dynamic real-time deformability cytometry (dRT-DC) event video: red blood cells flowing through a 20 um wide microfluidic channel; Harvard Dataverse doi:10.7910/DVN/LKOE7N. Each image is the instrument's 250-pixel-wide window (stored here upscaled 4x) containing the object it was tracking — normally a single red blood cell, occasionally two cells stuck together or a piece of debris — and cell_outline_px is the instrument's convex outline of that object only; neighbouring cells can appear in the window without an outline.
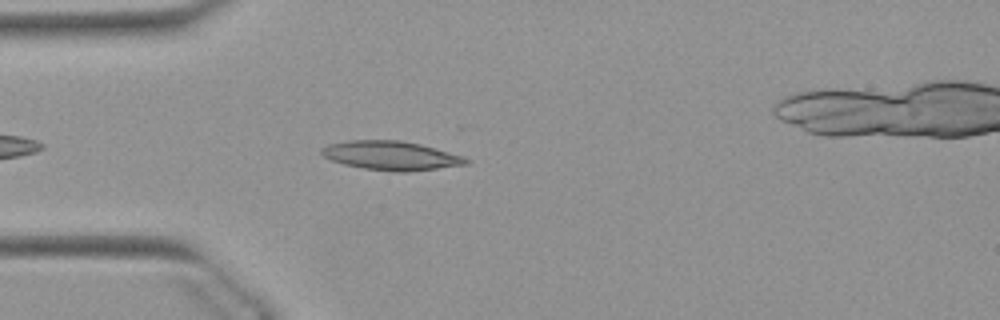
{"species": "Egyptian fruit bat (a non-hibernating species)", "species_latin": "Rousettus aegyptiacus", "temperature_condition": "warm", "stored_images_in_passage": 28, "camera_frame_rate_fps": 3000, "um_per_image_px": 0.085, "animal": {"sex": "female"}, "frame": {"image": 1, "passage_image": 5, "time_ms": 1.333, "image_size_px": [1000, 320], "cell_outline_px": [[472, 160], [468, 164], [408, 172], [396, 172], [364, 168], [344, 164], [332, 160], [324, 156], [320, 152], [320, 148], [328, 144], [348, 140], [400, 140], [420, 144], [464, 156]], "centroid_in_image_um": [33.25, 13.22], "position_along_channel_um": 51.7, "area_um2": 24.45}}
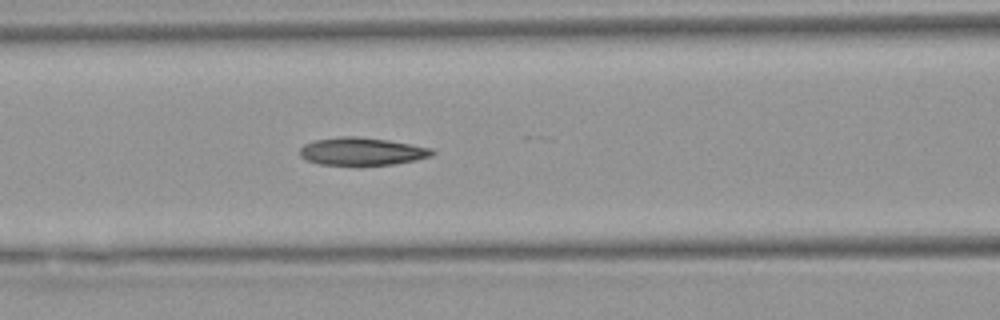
{"frame": {"image": 2, "passage_image": 12, "time_ms": 3.667, "image_size_px": [1000, 320], "cell_outline_px": [[436, 152], [432, 156], [416, 160], [392, 164], [320, 164], [304, 160], [300, 156], [300, 148], [304, 144], [312, 140], [340, 136], [356, 136], [388, 140], [432, 148]], "centroid_in_image_um": [30.74, 12.85], "position_along_channel_um": 135.9, "area_um2": 21.33}}
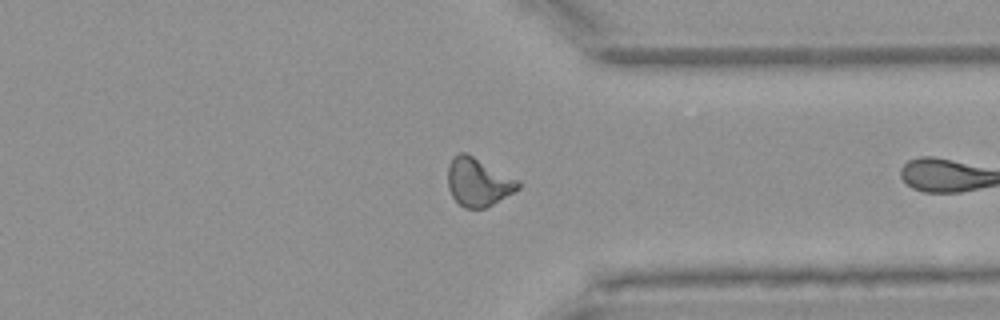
{"frame": {"image": 3, "passage_image": 27, "time_ms": 8.667, "image_size_px": [1000, 320], "cell_outline_px": [[520, 188], [492, 204], [484, 208], [464, 208], [452, 196], [448, 188], [448, 164], [452, 156], [460, 152], [464, 152], [520, 180]], "centroid_in_image_um": [40.63, 15.47], "position_along_channel_um": 370.8, "area_um2": 19.59}}